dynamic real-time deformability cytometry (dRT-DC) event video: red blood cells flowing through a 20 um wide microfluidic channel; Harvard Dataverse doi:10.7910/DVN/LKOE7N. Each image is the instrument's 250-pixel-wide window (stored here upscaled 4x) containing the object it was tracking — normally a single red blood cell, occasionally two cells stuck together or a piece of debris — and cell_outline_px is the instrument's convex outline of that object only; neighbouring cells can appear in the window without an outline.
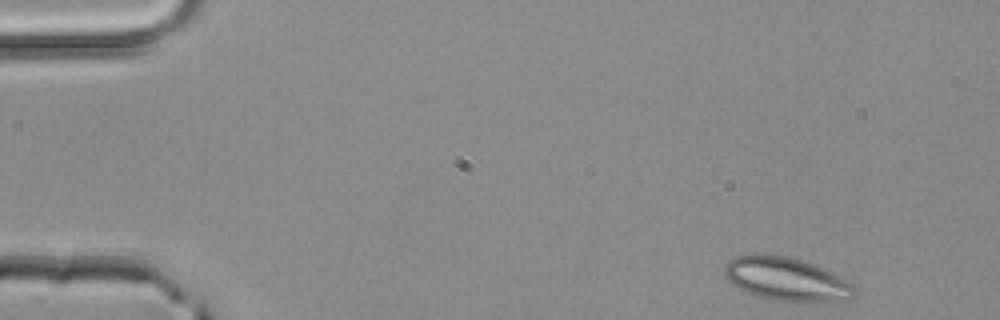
{"species": "common noctule bat (a hibernating species)", "species_latin": "Nyctalus noctula", "temperature_condition": "room temperature", "stored_images_in_passage": 3, "camera_frame_rate_fps": 3000, "um_per_image_px": 0.085, "animal": {"sex": "male", "body_mass_g": 20.4}, "frame": {"image": 1, "passage_image": 1, "time_ms": 0.0, "image_size_px": [1000, 320], "cell_outline_px": [[856, 292], [848, 300], [776, 300], [756, 296], [744, 292], [732, 284], [724, 276], [724, 264], [728, 260], [736, 256], [792, 256], [824, 268], [840, 276], [852, 284], [856, 288]], "centroid_in_image_um": [66.82, 23.72], "position_along_channel_um": 18.2, "area_um2": 32.25}}